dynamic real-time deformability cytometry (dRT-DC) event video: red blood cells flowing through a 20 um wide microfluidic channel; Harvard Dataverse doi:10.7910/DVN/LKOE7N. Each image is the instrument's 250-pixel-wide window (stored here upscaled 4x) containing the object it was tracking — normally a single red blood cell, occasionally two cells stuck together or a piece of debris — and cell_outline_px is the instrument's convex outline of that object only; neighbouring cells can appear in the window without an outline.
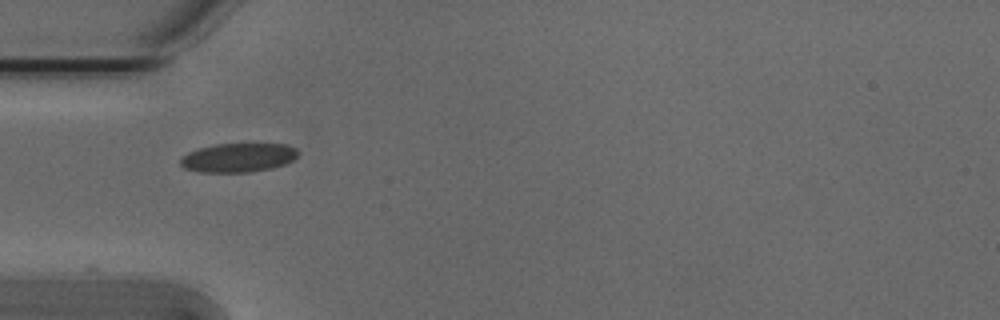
{"species": "Egyptian fruit bat (a non-hibernating species)", "species_latin": "Rousettus aegyptiacus", "temperature_condition": "cold", "stored_images_in_passage": 38, "camera_frame_rate_fps": 3000, "um_per_image_px": 0.085, "animal": {"sex": "male"}, "frame": {"image": 1, "passage_image": 1, "time_ms": 0.0, "image_size_px": [1000, 320], "cell_outline_px": [[296, 156], [292, 160], [284, 164], [272, 168], [252, 172], [200, 172], [184, 168], [180, 164], [180, 156], [188, 152], [200, 148], [216, 144], [288, 144], [296, 148]], "centroid_in_image_um": [20.21, 13.4], "position_along_channel_um": 64.8, "area_um2": 19.83}}
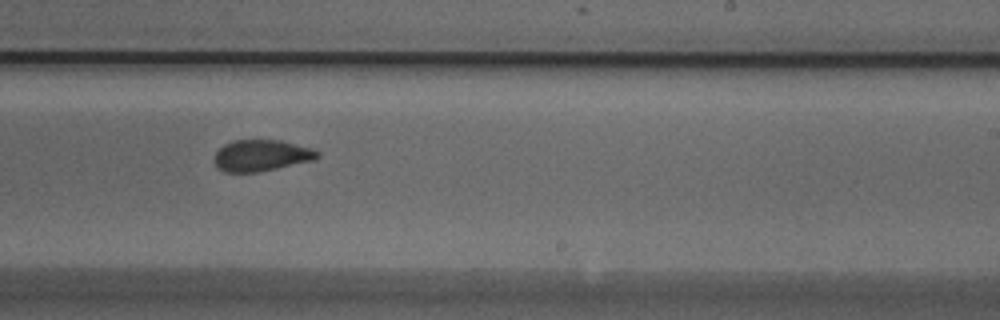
{"frame": {"image": 2, "passage_image": 17, "time_ms": 5.333, "image_size_px": [1000, 320], "cell_outline_px": [[320, 156], [316, 160], [260, 172], [224, 172], [216, 168], [212, 160], [216, 152], [224, 144], [232, 140], [280, 140], [312, 148], [320, 152]], "centroid_in_image_um": [22.21, 13.23], "position_along_channel_um": 266.8, "area_um2": 19.25}}
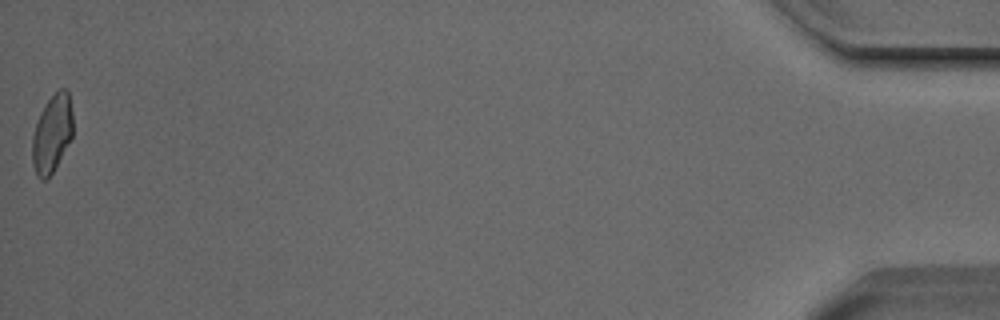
{"frame": {"image": 3, "passage_image": 38, "time_ms": 12.333, "image_size_px": [1000, 320], "cell_outline_px": [[72, 136], [48, 180], [40, 180], [36, 176], [32, 164], [32, 136], [40, 112], [48, 100], [60, 88], [68, 88], [72, 112]], "centroid_in_image_um": [4.41, 11.37], "position_along_channel_um": 430.8, "area_um2": 18.44}, "authors_computed_cell_mechanics": {"area_um2": 19.3052, "velocity_mm_per_s": 3.8105, "shape_relaxation_time_tau1_ms": null, "shape_relaxation_time_tau2_ms": 1.5596, "deformation_change_tau1": null, "deformation_change_tau2": 0.0653}}